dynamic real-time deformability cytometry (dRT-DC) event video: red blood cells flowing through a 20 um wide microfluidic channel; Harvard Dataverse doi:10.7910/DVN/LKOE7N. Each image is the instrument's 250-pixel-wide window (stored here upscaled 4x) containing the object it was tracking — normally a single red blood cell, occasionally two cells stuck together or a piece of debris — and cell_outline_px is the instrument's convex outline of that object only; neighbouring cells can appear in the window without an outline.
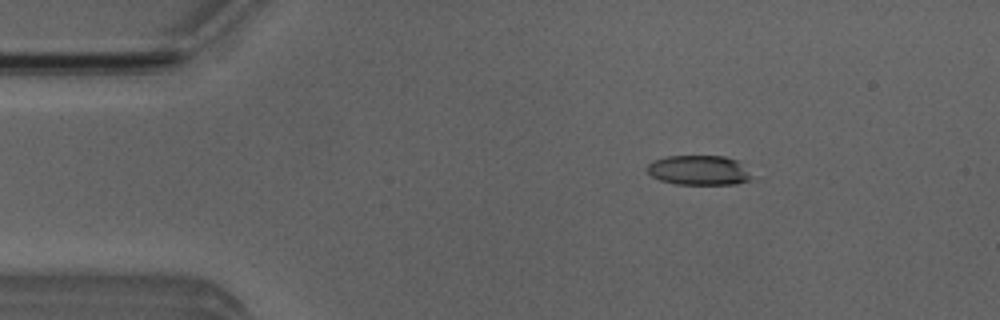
{"species": "Egyptian fruit bat (a non-hibernating species)", "species_latin": "Rousettus aegyptiacus", "temperature_condition": "room temperature", "stored_images_in_passage": 52, "camera_frame_rate_fps": 3000, "um_per_image_px": 0.085, "animal": {"sex": "male"}, "frame": {"image": 1, "passage_image": 8, "time_ms": 2.333, "image_size_px": [1000, 320], "cell_outline_px": [[748, 180], [736, 184], [676, 184], [660, 180], [652, 176], [648, 172], [648, 164], [652, 160], [668, 156], [724, 156], [736, 160], [740, 164], [748, 176]], "centroid_in_image_um": [59.31, 14.46], "position_along_channel_um": 25.7, "area_um2": 17.63}}
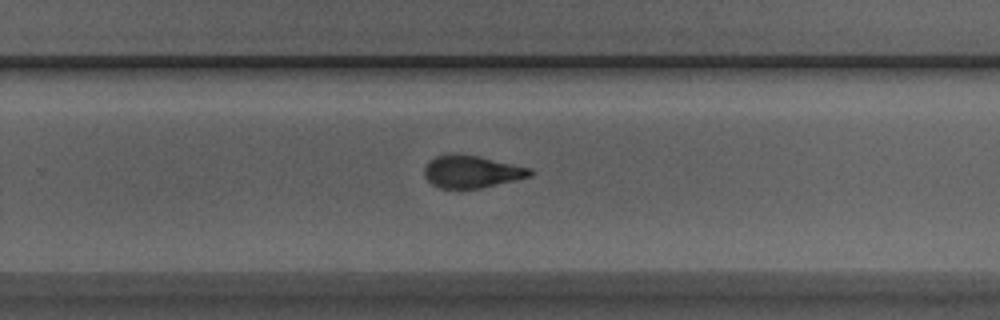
{"frame": {"image": 2, "passage_image": 33, "time_ms": 10.667, "image_size_px": [1000, 320], "cell_outline_px": [[532, 176], [516, 180], [480, 188], [440, 188], [432, 184], [424, 176], [424, 168], [436, 156], [452, 152], [480, 156], [532, 168]], "centroid_in_image_um": [40.11, 14.57], "position_along_channel_um": 289.7, "area_um2": 20.06}}
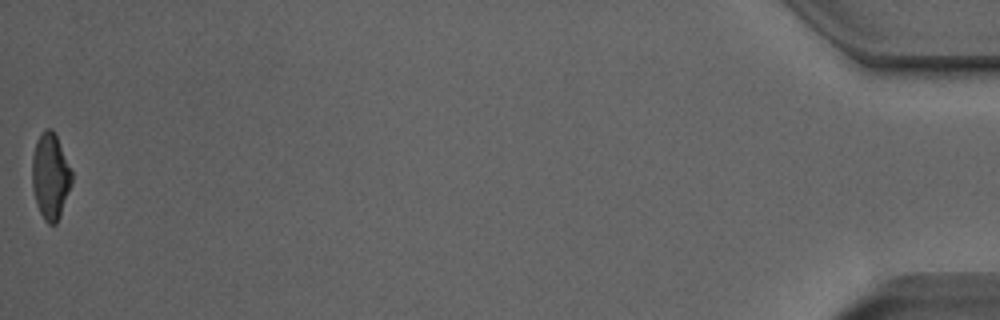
{"frame": {"image": 3, "passage_image": 52, "time_ms": 17.0, "image_size_px": [1000, 320], "cell_outline_px": [[72, 184], [60, 216], [56, 224], [48, 224], [44, 220], [36, 204], [32, 188], [32, 156], [36, 140], [40, 132], [44, 128], [52, 128], [56, 136], [72, 172]], "centroid_in_image_um": [4.27, 14.98], "position_along_channel_um": 430.9, "area_um2": 20.0}, "authors_computed_cell_mechanics": {"area_um2": 20.2589, "velocity_mm_per_s": 3.9014, "shape_relaxation_time_tau1_ms": 4.2034, "shape_relaxation_time_tau2_ms": 1.7087, "deformation_change_tau1": 0.1448, "deformation_change_tau2": 0.1042}}